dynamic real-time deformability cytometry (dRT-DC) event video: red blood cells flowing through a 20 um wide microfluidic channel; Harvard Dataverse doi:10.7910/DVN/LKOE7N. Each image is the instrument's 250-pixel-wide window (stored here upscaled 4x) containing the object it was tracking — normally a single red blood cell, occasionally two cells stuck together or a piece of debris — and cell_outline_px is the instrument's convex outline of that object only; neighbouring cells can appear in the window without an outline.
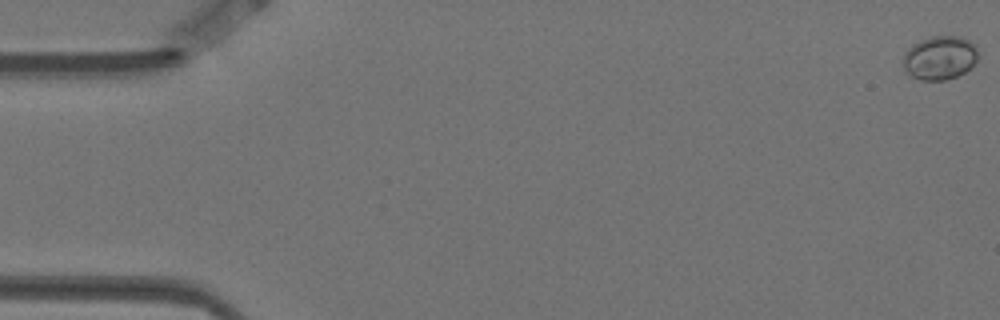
{"species": "Egyptian fruit bat (a non-hibernating species)", "species_latin": "Rousettus aegyptiacus", "temperature_condition": "warm", "stored_images_in_passage": 59, "camera_frame_rate_fps": 3000, "um_per_image_px": 0.085, "animal": {"sex": "female"}, "frame": {"image": 1, "passage_image": 1, "time_ms": 0.0, "image_size_px": [1000, 320], "cell_outline_px": [[976, 60], [964, 72], [956, 76], [944, 80], [920, 80], [908, 76], [904, 68], [904, 52], [912, 44], [920, 40], [932, 36], [964, 36], [976, 44]], "centroid_in_image_um": [79.85, 4.9], "position_along_channel_um": 5.1, "area_um2": 19.19}}
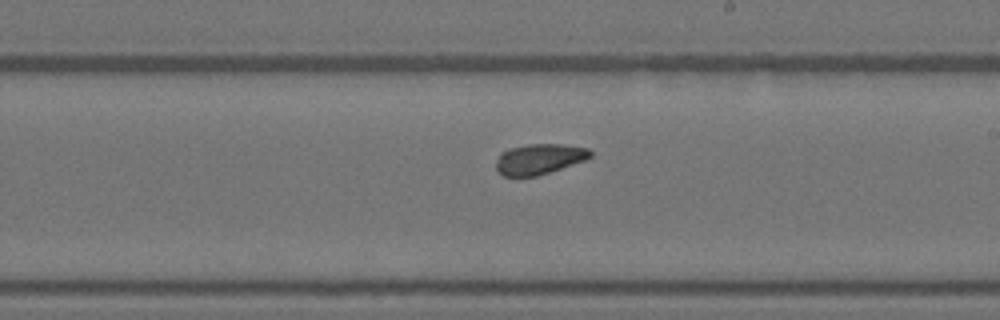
{"frame": {"image": 2, "passage_image": 34, "time_ms": 11.0, "image_size_px": [1000, 320], "cell_outline_px": [[592, 156], [584, 160], [536, 176], [504, 176], [496, 168], [496, 160], [500, 152], [508, 148], [528, 144], [564, 144], [588, 148], [592, 152]], "centroid_in_image_um": [45.81, 13.5], "position_along_channel_um": 243.2, "area_um2": 16.65}}
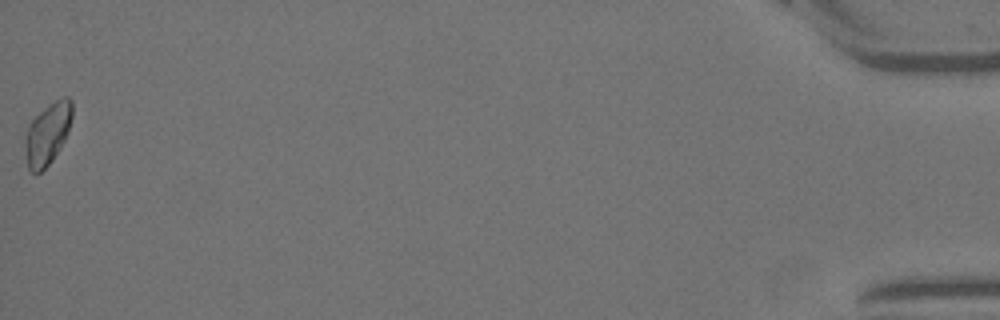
{"frame": {"image": 3, "passage_image": 59, "time_ms": 19.333, "image_size_px": [1000, 320], "cell_outline_px": [[72, 116], [68, 132], [60, 148], [52, 160], [36, 176], [28, 168], [24, 144], [24, 136], [32, 120], [48, 104], [60, 96], [68, 96], [72, 100]], "centroid_in_image_um": [4.04, 11.35], "position_along_channel_um": 431.2, "area_um2": 17.05}, "authors_computed_cell_mechanics": {"area_um2": 16.8776, "velocity_mm_per_s": 3.4991, "shape_relaxation_time_tau1_ms": null, "shape_relaxation_time_tau2_ms": 4.7022, "deformation_change_tau1": null, "deformation_change_tau2": 0.1073}}